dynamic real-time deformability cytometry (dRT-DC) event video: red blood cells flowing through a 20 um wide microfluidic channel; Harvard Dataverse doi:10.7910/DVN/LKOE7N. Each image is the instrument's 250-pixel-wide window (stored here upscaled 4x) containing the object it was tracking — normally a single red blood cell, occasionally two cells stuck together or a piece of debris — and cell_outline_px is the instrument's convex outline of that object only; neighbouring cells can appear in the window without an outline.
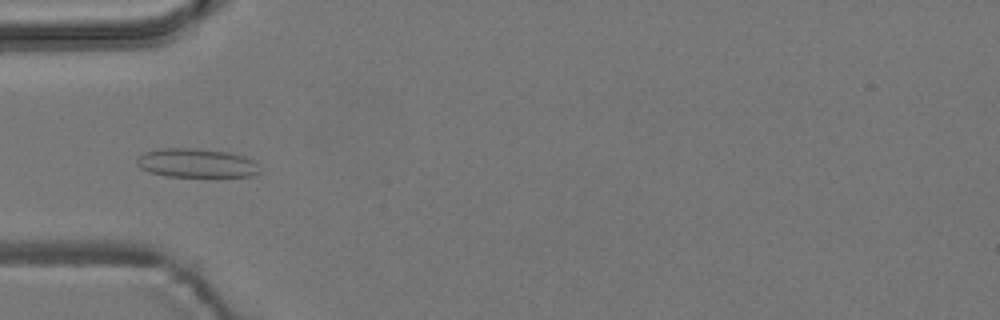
{"species": "common noctule bat (a hibernating species)", "species_latin": "Nyctalus noctula", "temperature_condition": "room temperature", "stored_images_in_passage": 55, "camera_frame_rate_fps": 3000, "um_per_image_px": 0.085, "animal": {"sex": "male", "body_mass_g": 19.2, "forearm_length_mm": 51.8}, "frame": {"image": 1, "passage_image": 18, "time_ms": 5.667, "image_size_px": [1000, 320], "cell_outline_px": [[260, 172], [252, 176], [164, 176], [148, 172], [140, 168], [136, 164], [136, 160], [144, 152], [164, 148], [196, 148], [228, 152], [244, 156], [252, 160]], "centroid_in_image_um": [16.64, 13.86], "position_along_channel_um": 68.4, "area_um2": 20.58}}
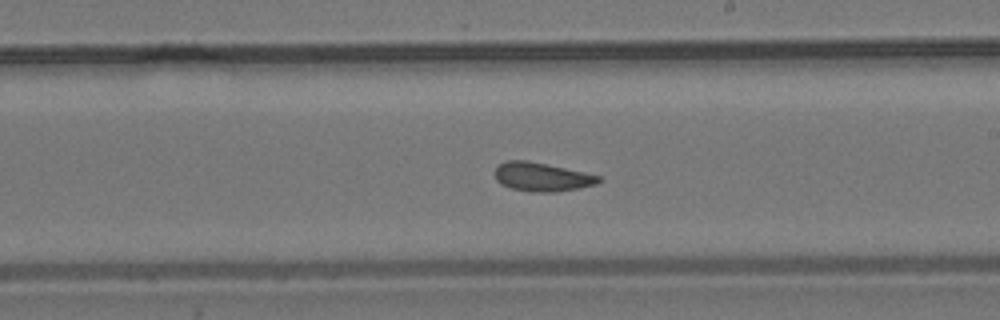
{"frame": {"image": 2, "passage_image": 32, "time_ms": 10.333, "image_size_px": [1000, 320], "cell_outline_px": [[600, 180], [596, 184], [580, 188], [556, 192], [532, 192], [512, 188], [500, 184], [496, 180], [496, 168], [500, 164], [508, 160], [528, 160], [584, 172], [600, 176]], "centroid_in_image_um": [46.06, 15.04], "position_along_channel_um": 242.9, "area_um2": 17.28}}
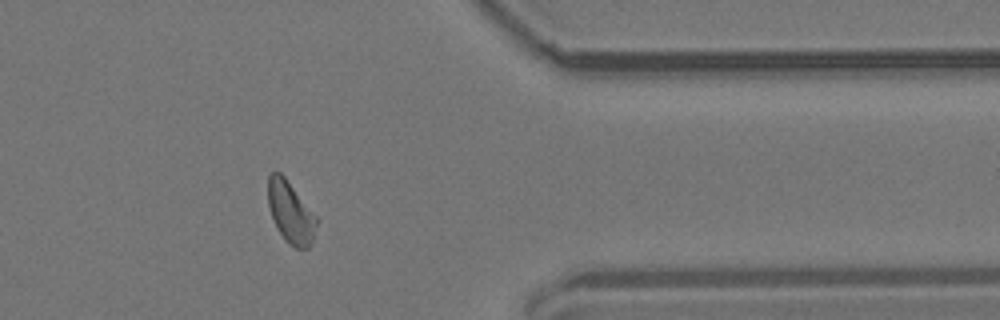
{"frame": {"image": 3, "passage_image": 45, "time_ms": 14.667, "image_size_px": [1000, 320], "cell_outline_px": [[316, 224], [312, 240], [308, 248], [296, 248], [284, 240], [276, 228], [268, 204], [268, 176], [272, 172], [280, 172], [284, 176], [316, 216]], "centroid_in_image_um": [24.67, 18.04], "position_along_channel_um": 386.7, "area_um2": 17.11}, "authors_computed_cell_mechanics": {"area_um2": 17.6868, "velocity_mm_per_s": 3.7288, "shape_relaxation_time_tau1_ms": null, "shape_relaxation_time_tau2_ms": 2.6642, "deformation_change_tau1": null, "deformation_change_tau2": 0.0866}}